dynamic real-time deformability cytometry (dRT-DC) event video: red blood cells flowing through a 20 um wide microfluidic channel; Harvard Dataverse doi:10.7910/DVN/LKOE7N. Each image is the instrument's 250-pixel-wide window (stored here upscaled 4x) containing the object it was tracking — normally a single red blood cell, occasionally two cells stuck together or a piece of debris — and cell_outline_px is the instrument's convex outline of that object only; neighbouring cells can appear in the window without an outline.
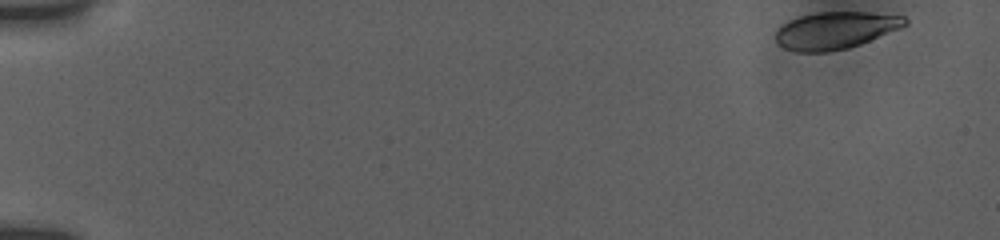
{"species": "human", "species_latin": "Homo sapiens", "temperature_condition": "room temperature", "stored_images_in_passage": 32, "camera_frame_rate_fps": 3000, "um_per_image_px": 0.085, "donor": {"sex": "female"}, "frame": {"image": 1, "passage_image": 1, "time_ms": 0.0, "image_size_px": [1000, 240], "cell_outline_px": [[908, 24], [900, 28], [860, 44], [848, 48], [828, 52], [796, 52], [784, 48], [776, 44], [776, 32], [788, 20], [800, 16], [816, 12], [868, 12], [904, 16], [908, 20]], "centroid_in_image_um": [71.0, 2.58], "position_along_channel_um": 14.0, "area_um2": 28.03}}
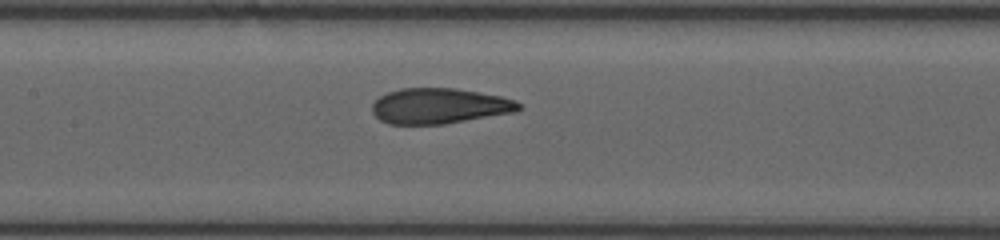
{"frame": {"image": 2, "passage_image": 16, "time_ms": 8.333, "image_size_px": [1000, 240], "cell_outline_px": [[524, 108], [516, 112], [444, 124], [388, 124], [380, 120], [372, 112], [372, 104], [380, 96], [388, 92], [400, 88], [456, 88], [500, 96], [516, 100]], "centroid_in_image_um": [37.36, 9.01], "position_along_channel_um": 170.0, "area_um2": 30.46}}
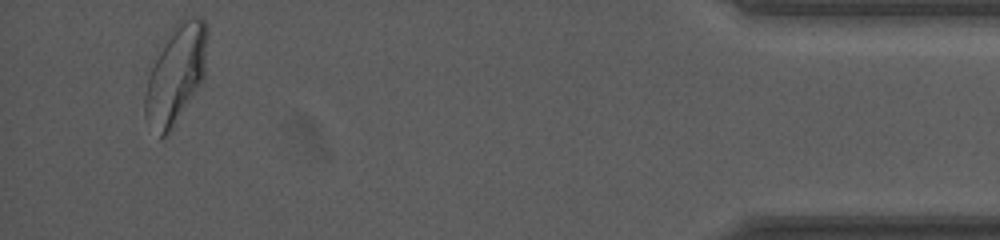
{"frame": {"image": 3, "passage_image": 31, "time_ms": 16.667, "image_size_px": [1000, 240], "cell_outline_px": [[208, 32], [204, 76], [200, 84], [168, 132], [164, 136], [160, 136], [144, 116], [144, 96], [148, 76], [176, 20], [184, 16], [200, 16], [208, 24]], "centroid_in_image_um": [14.98, 6.2], "position_along_channel_um": 420.2, "area_um2": 34.97}, "authors_computed_cell_mechanics": {"area_um2": 30.6918, "velocity_mm_per_s": 3.773, "shape_relaxation_time_tau1_ms": 3.5531, "shape_relaxation_time_tau2_ms": null, "deformation_change_tau1": 0.1463, "deformation_change_tau2": null}}